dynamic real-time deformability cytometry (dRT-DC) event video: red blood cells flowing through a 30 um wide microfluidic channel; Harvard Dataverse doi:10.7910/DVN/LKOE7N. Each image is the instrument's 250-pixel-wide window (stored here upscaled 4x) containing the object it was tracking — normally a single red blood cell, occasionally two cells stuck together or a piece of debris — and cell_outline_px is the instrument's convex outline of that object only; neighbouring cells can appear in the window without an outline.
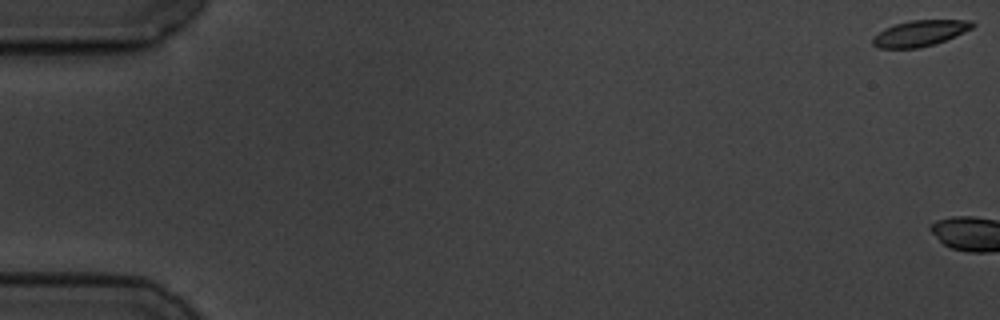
{"species": "common noctule bat (a hibernating species)", "species_latin": "Nyctalus noctula", "temperature_condition": "cold", "stored_images_in_passage": 5, "camera_frame_rate_fps": 3000, "um_per_image_px": 0.085, "animal": {"sex": "male", "body_mass_g": 19.5, "forearm_length_mm": 54.6}, "frame": {"image": 1, "passage_image": 1, "time_ms": 0.0, "image_size_px": [1000, 320], "cell_outline_px": [[976, 24], [972, 28], [964, 32], [936, 44], [920, 48], [880, 48], [872, 44], [872, 36], [884, 28], [908, 20], [972, 20]], "centroid_in_image_um": [78.18, 2.82], "position_along_channel_um": 6.8, "area_um2": 15.2}}